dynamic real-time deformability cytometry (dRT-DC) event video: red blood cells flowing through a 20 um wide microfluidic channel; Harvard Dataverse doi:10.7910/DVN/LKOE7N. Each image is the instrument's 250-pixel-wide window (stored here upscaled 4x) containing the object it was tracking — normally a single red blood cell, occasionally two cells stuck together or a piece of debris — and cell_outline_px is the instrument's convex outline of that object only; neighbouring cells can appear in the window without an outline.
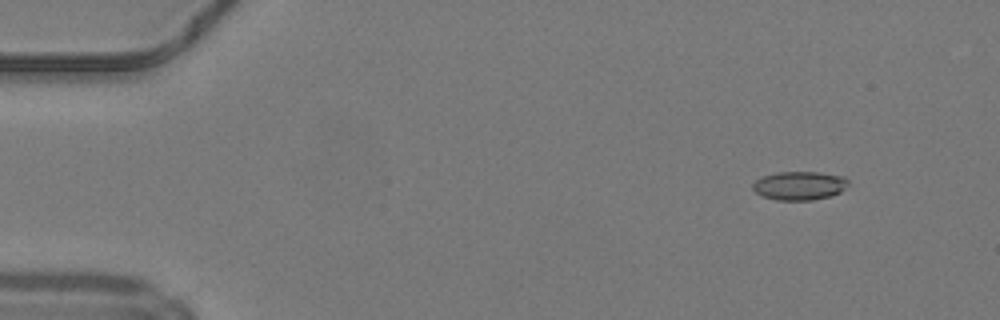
{"species": "common noctule bat (a hibernating species)", "species_latin": "Nyctalus noctula", "temperature_condition": "warm", "stored_images_in_passage": 42, "camera_frame_rate_fps": 3000, "um_per_image_px": 0.085, "animal": {"sex": "male", "body_mass_g": 19.2, "forearm_length_mm": 51.8}, "frame": {"image": 1, "passage_image": 5, "time_ms": 1.333, "image_size_px": [1000, 320], "cell_outline_px": [[848, 184], [840, 192], [832, 196], [812, 200], [776, 200], [764, 196], [756, 192], [752, 188], [752, 184], [756, 180], [764, 176], [776, 172], [820, 172], [844, 176], [848, 180]], "centroid_in_image_um": [67.97, 15.78], "position_along_channel_um": 17.0, "area_um2": 15.95}}
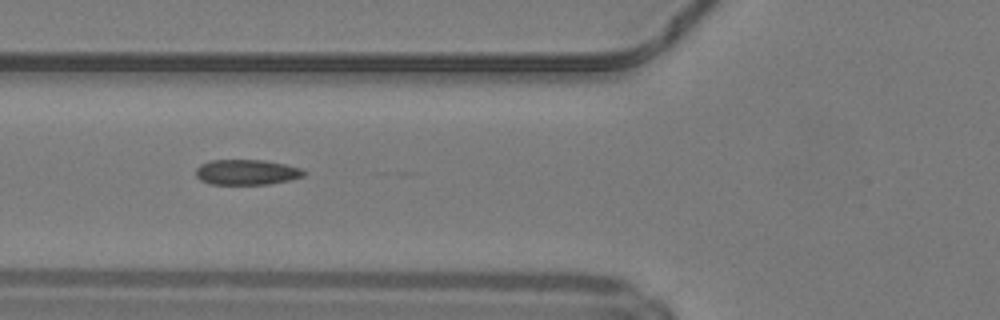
{"frame": {"image": 2, "passage_image": 19, "time_ms": 6.0, "image_size_px": [1000, 320], "cell_outline_px": [[308, 172], [304, 176], [288, 180], [268, 184], [212, 184], [200, 180], [196, 176], [196, 168], [200, 164], [212, 160], [264, 160], [284, 164], [300, 168]], "centroid_in_image_um": [20.96, 14.63], "position_along_channel_um": 104.8, "area_um2": 15.9}}
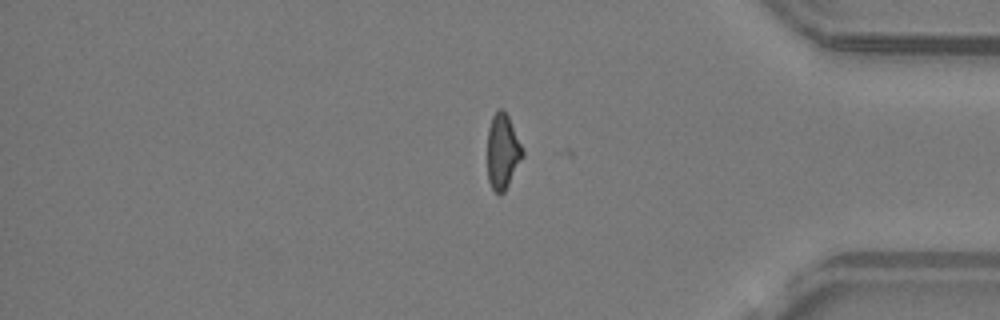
{"frame": {"image": 3, "passage_image": 41, "time_ms": 13.333, "image_size_px": [1000, 320], "cell_outline_px": [[524, 156], [504, 192], [500, 196], [492, 188], [488, 180], [488, 128], [492, 116], [500, 108], [504, 108], [524, 148]], "centroid_in_image_um": [42.74, 12.87], "position_along_channel_um": 392.5, "area_um2": 15.55}, "authors_computed_cell_mechanics": {"area_um2": 16.184, "velocity_mm_per_s": 4.26, "shape_relaxation_time_tau1_ms": null, "shape_relaxation_time_tau2_ms": 1.9349, "deformation_change_tau1": null, "deformation_change_tau2": 0.0911}}